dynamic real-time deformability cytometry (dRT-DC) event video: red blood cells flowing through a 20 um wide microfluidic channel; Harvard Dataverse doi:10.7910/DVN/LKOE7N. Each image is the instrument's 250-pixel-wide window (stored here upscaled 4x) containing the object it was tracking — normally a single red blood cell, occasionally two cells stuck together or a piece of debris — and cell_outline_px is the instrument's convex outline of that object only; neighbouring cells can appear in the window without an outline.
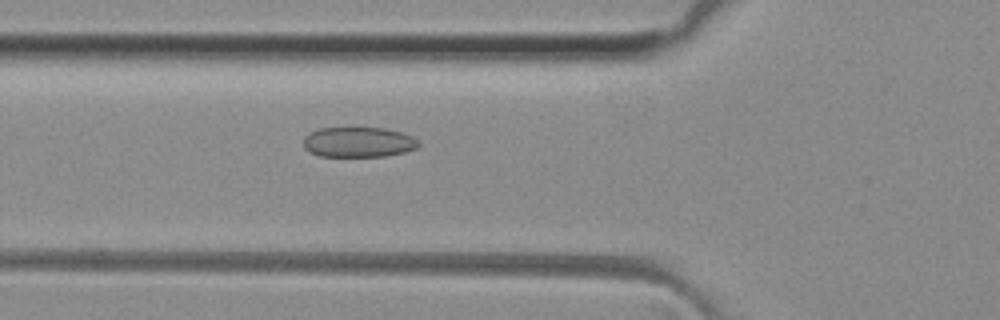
{"species": "common noctule bat (a hibernating species)", "species_latin": "Nyctalus noctula", "temperature_condition": "room temperature", "stored_images_in_passage": 37, "camera_frame_rate_fps": 3000, "um_per_image_px": 0.085, "animal": {"sex": "female", "body_mass_g": 29.2, "forearm_length_mm": 56.3}, "frame": {"image": 1, "passage_image": 5, "time_ms": 1.333, "image_size_px": [1000, 320], "cell_outline_px": [[420, 144], [416, 148], [404, 152], [384, 156], [320, 156], [304, 148], [304, 136], [308, 132], [320, 128], [384, 128], [400, 132], [412, 136]], "centroid_in_image_um": [30.44, 12.07], "position_along_channel_um": 95.4, "area_um2": 20.11}}
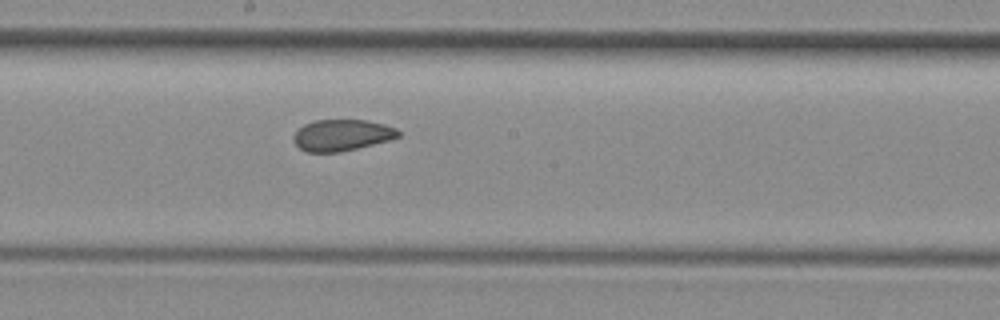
{"frame": {"image": 2, "passage_image": 14, "time_ms": 4.333, "image_size_px": [1000, 320], "cell_outline_px": [[400, 136], [388, 140], [340, 152], [308, 152], [300, 148], [292, 140], [292, 136], [304, 124], [316, 120], [368, 120], [384, 124], [396, 128], [400, 132]], "centroid_in_image_um": [29.05, 11.48], "position_along_channel_um": 219.2, "area_um2": 19.02}}
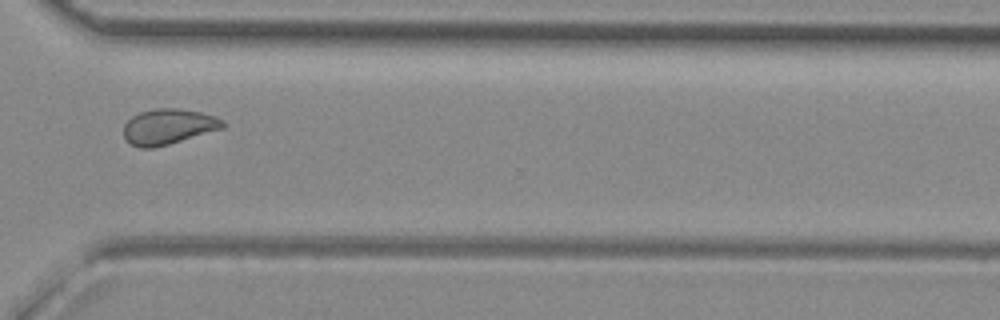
{"frame": {"image": 3, "passage_image": 24, "time_ms": 7.667, "image_size_px": [1000, 320], "cell_outline_px": [[228, 124], [224, 128], [168, 144], [152, 148], [140, 148], [124, 140], [124, 124], [132, 116], [140, 112], [156, 108], [180, 108], [200, 112], [224, 120]], "centroid_in_image_um": [14.31, 10.76], "position_along_channel_um": 356.3, "area_um2": 20.52}, "authors_computed_cell_mechanics": {"area_um2": 20.1722, "velocity_mm_per_s": 4.1096, "shape_relaxation_time_tau1_ms": null, "shape_relaxation_time_tau2_ms": 1.837, "deformation_change_tau1": null, "deformation_change_tau2": 0.0547}}